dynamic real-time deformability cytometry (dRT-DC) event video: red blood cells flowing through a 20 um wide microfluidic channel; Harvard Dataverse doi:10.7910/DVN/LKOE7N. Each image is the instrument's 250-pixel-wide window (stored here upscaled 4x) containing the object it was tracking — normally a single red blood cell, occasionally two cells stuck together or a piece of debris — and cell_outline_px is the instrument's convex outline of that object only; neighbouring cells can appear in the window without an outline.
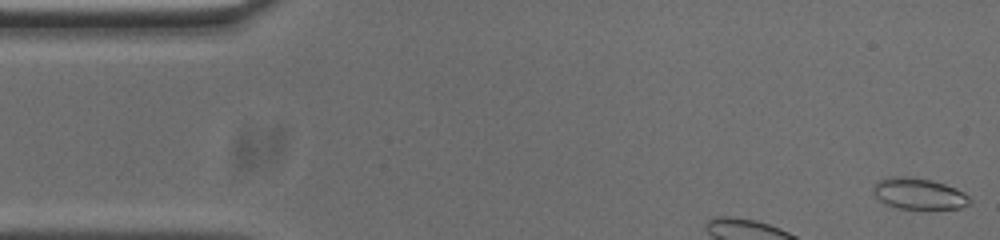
{"species": "common noctule bat (a hibernating species)", "species_latin": "Nyctalus noctula", "temperature_condition": "cold", "stored_images_in_passage": 8, "camera_frame_rate_fps": 3000, "um_per_image_px": 0.085, "animal": {"sex": "male", "body_mass_g": 20.0, "forearm_length_mm": 53.3}, "frame": {"image": 1, "passage_image": 1, "time_ms": 0.0, "image_size_px": [1000, 240], "cell_outline_px": [[972, 200], [968, 204], [960, 208], [896, 208], [884, 204], [872, 192], [872, 184], [888, 176], [912, 176], [932, 180], [956, 188], [964, 192]], "centroid_in_image_um": [78.05, 16.44], "position_along_channel_um": 6.9, "area_um2": 17.69}}